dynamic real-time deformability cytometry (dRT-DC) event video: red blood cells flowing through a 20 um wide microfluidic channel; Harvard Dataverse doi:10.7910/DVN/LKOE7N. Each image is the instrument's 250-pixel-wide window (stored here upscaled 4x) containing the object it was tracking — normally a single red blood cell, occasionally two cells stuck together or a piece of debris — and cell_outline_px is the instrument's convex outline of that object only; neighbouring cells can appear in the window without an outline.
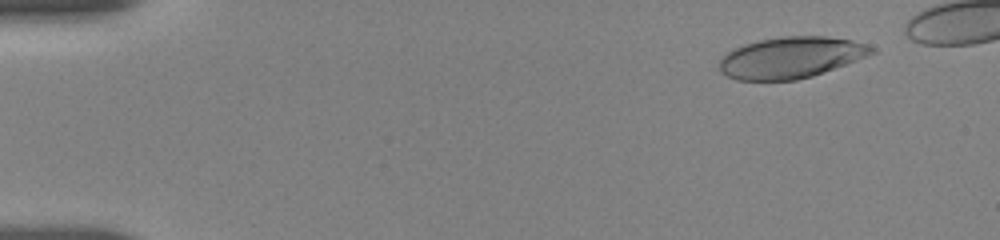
{"species": "human", "species_latin": "Homo sapiens", "temperature_condition": "room temperature", "stored_images_in_passage": 48, "camera_frame_rate_fps": 3000, "um_per_image_px": 0.085, "donor": {"sex": "female"}, "frame": {"image": 1, "passage_image": 4, "time_ms": 1.333, "image_size_px": [1000, 240], "cell_outline_px": [[876, 52], [812, 76], [796, 80], [736, 80], [720, 72], [720, 60], [728, 52], [744, 44], [760, 40], [780, 36], [824, 36], [852, 40], [876, 48]], "centroid_in_image_um": [67.21, 4.89], "position_along_channel_um": 17.8, "area_um2": 36.18}}
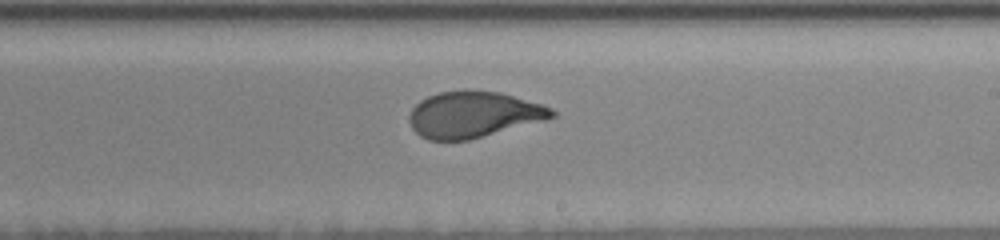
{"frame": {"image": 2, "passage_image": 31, "time_ms": 10.667, "image_size_px": [1000, 240], "cell_outline_px": [[556, 116], [544, 120], [468, 140], [428, 140], [420, 136], [412, 128], [408, 120], [408, 116], [412, 108], [420, 100], [428, 96], [440, 92], [464, 88], [468, 88], [500, 92], [544, 104], [552, 108], [556, 112]], "centroid_in_image_um": [40.23, 9.7], "position_along_channel_um": 248.8, "area_um2": 38.78}}
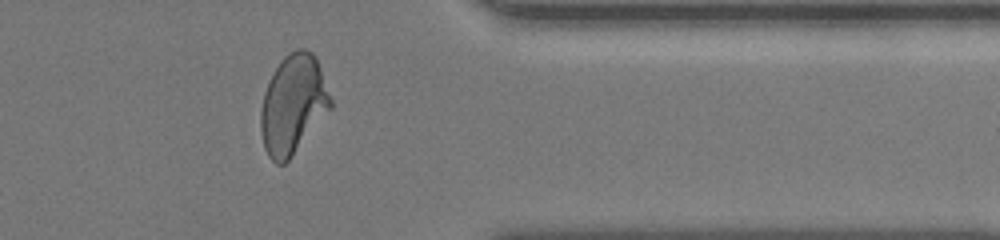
{"frame": {"image": 3, "passage_image": 43, "time_ms": 14.667, "image_size_px": [1000, 240], "cell_outline_px": [[332, 108], [292, 156], [284, 164], [276, 164], [268, 156], [264, 148], [260, 132], [260, 112], [264, 92], [280, 60], [288, 52], [296, 48], [304, 48], [312, 52], [316, 56], [332, 100]], "centroid_in_image_um": [24.91, 8.88], "position_along_channel_um": 386.5, "area_um2": 40.46}, "authors_computed_cell_mechanics": {"area_um2": 38.6393, "velocity_mm_per_s": 3.6705, "shape_relaxation_time_tau1_ms": 5.1135, "shape_relaxation_time_tau2_ms": null, "deformation_change_tau1": 0.1975, "deformation_change_tau2": null}}